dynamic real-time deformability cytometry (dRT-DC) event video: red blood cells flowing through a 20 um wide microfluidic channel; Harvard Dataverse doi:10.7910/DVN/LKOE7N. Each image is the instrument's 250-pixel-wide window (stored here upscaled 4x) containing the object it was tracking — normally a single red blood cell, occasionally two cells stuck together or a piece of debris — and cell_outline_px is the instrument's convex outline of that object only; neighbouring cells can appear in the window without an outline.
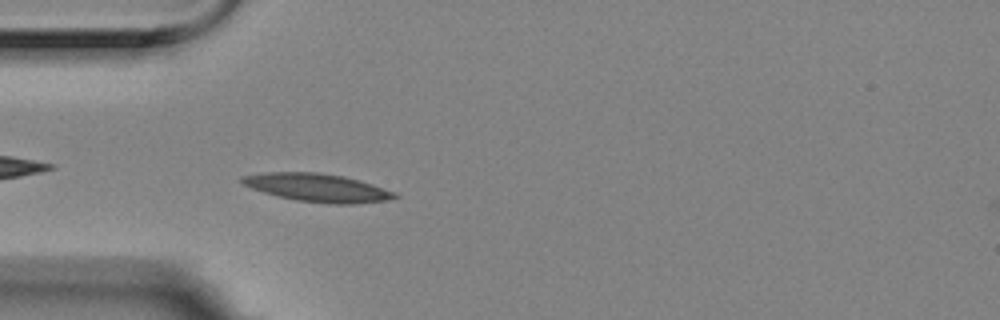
{"species": "Egyptian fruit bat (a non-hibernating species)", "species_latin": "Rousettus aegyptiacus", "temperature_condition": "room temperature", "stored_images_in_passage": 3, "camera_frame_rate_fps": 3000, "um_per_image_px": 0.085, "animal": {"sex": "female"}, "frame": {"image": 1, "passage_image": 3, "time_ms": 0.667, "image_size_px": [1000, 320], "cell_outline_px": [[400, 196], [388, 200], [352, 204], [336, 204], [296, 200], [276, 196], [252, 188], [236, 180], [240, 176], [264, 172], [316, 172], [344, 176], [372, 184], [396, 192]], "centroid_in_image_um": [26.95, 15.94], "position_along_channel_um": 58.0, "area_um2": 25.09}}